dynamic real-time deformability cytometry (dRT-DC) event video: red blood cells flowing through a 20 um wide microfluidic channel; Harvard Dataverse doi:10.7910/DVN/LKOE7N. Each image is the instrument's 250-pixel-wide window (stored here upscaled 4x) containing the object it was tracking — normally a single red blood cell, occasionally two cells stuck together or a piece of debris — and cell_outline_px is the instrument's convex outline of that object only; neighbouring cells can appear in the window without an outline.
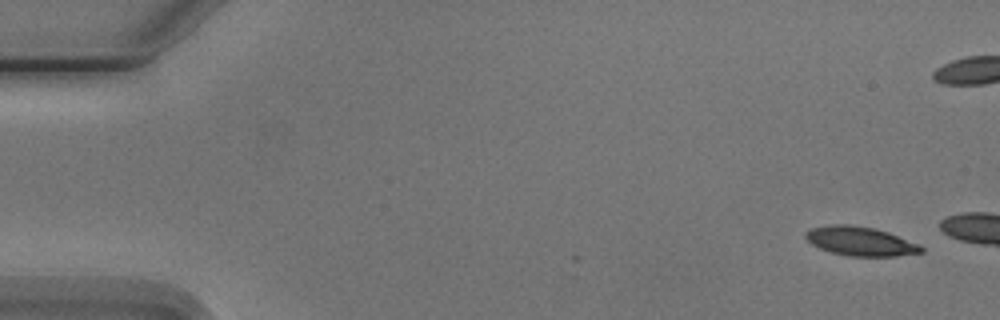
{"species": "Egyptian fruit bat (a non-hibernating species)", "species_latin": "Rousettus aegyptiacus", "temperature_condition": "cold", "stored_images_in_passage": 4, "camera_frame_rate_fps": 3000, "um_per_image_px": 0.085, "animal": {"sex": "male"}, "frame": {"image": 1, "passage_image": 1, "time_ms": 0.0, "image_size_px": [1000, 320], "cell_outline_px": [[924, 252], [896, 256], [848, 256], [832, 252], [820, 248], [812, 244], [804, 236], [804, 232], [812, 228], [832, 224], [852, 224], [876, 228], [888, 232], [920, 244], [924, 248]], "centroid_in_image_um": [73.15, 20.49], "position_along_channel_um": 11.8, "area_um2": 19.71}}